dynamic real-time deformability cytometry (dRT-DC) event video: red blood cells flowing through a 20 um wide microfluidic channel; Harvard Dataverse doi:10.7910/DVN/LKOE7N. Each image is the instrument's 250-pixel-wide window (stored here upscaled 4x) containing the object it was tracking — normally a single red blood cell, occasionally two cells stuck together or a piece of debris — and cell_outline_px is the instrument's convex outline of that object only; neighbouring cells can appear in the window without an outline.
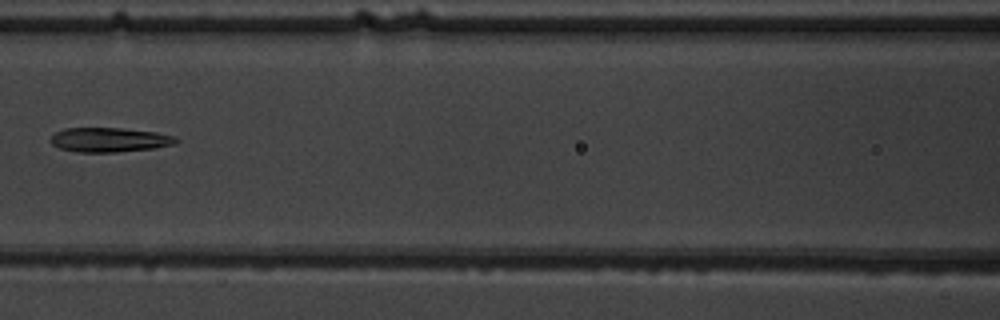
{"species": "common noctule bat (a hibernating species)", "species_latin": "Nyctalus noctula", "temperature_condition": "warm", "stored_images_in_passage": 3, "camera_frame_rate_fps": 3000, "um_per_image_px": 0.085, "animal": {"sex": "male", "body_mass_g": 19.5, "forearm_length_mm": 54.6}, "frame": {"image": 1, "passage_image": 3, "time_ms": 2.333, "image_size_px": [1000, 320], "cell_outline_px": [[180, 140], [176, 144], [152, 148], [116, 152], [80, 152], [60, 148], [52, 144], [48, 140], [56, 132], [64, 128], [124, 128], [156, 132], [172, 136]], "centroid_in_image_um": [9.29, 11.88], "position_along_channel_um": 157.3, "area_um2": 17.8}}